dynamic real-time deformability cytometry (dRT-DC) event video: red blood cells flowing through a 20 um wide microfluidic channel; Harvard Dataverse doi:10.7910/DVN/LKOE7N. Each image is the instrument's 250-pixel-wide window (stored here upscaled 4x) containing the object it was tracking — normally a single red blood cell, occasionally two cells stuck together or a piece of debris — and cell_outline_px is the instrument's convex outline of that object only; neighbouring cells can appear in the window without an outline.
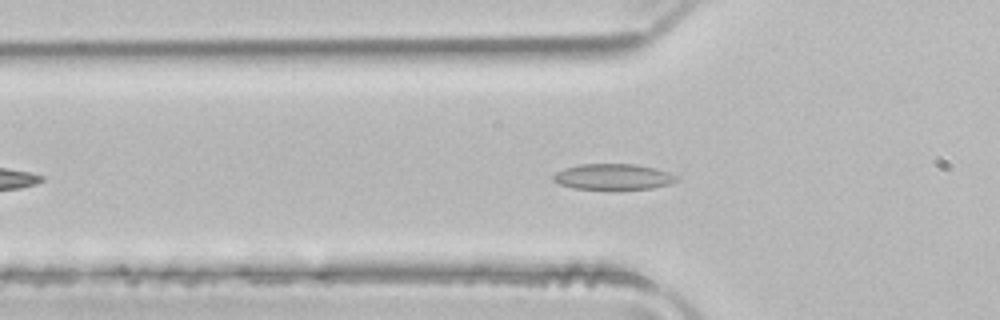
{"species": "common noctule bat (a hibernating species)", "species_latin": "Nyctalus noctula", "temperature_condition": "room temperature", "stored_images_in_passage": 44, "camera_frame_rate_fps": 3000, "um_per_image_px": 0.085, "animal": {"sex": "male", "body_mass_g": 21.5, "forearm_length_mm": 52.0}, "frame": {"image": 1, "passage_image": 9, "time_ms": 2.667, "image_size_px": [1000, 320], "cell_outline_px": [[680, 180], [668, 184], [652, 188], [572, 188], [560, 184], [552, 180], [552, 176], [556, 172], [564, 168], [580, 164], [636, 164], [656, 168], [668, 172], [676, 176]], "centroid_in_image_um": [52.11, 15.0], "position_along_channel_um": 73.7, "area_um2": 18.26}}
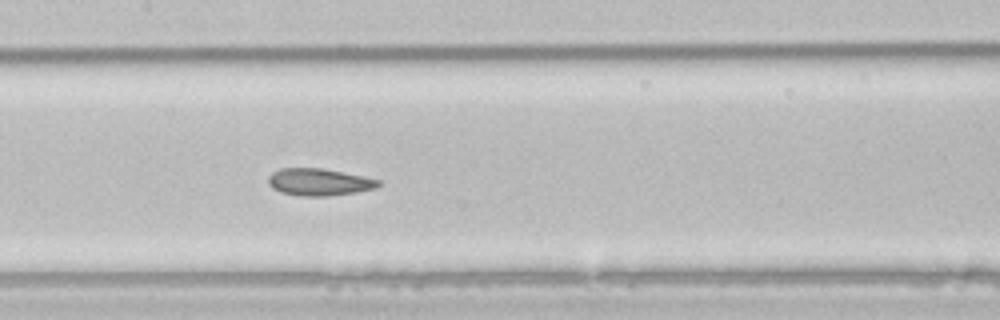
{"frame": {"image": 2, "passage_image": 17, "time_ms": 5.333, "image_size_px": [1000, 320], "cell_outline_px": [[380, 184], [376, 188], [356, 192], [328, 196], [300, 196], [280, 192], [272, 188], [268, 184], [268, 176], [272, 172], [280, 168], [320, 168], [380, 180]], "centroid_in_image_um": [27.06, 15.48], "position_along_channel_um": 180.3, "area_um2": 17.28}}
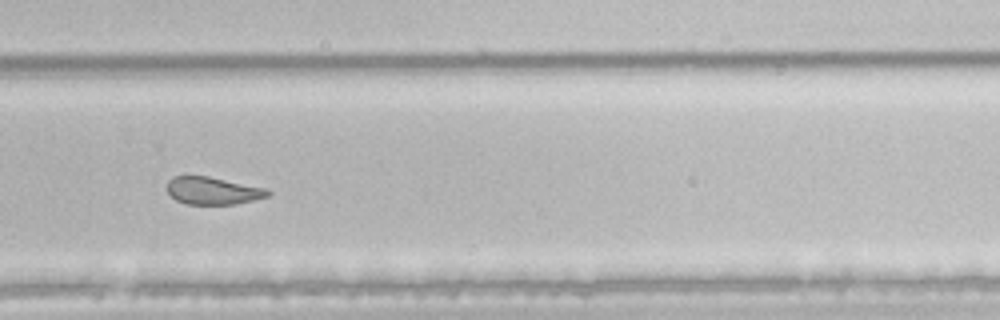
{"frame": {"image": 3, "passage_image": 27, "time_ms": 8.667, "image_size_px": [1000, 320], "cell_outline_px": [[272, 192], [268, 196], [252, 200], [232, 204], [188, 204], [176, 200], [168, 192], [168, 180], [172, 176], [208, 176], [268, 188]], "centroid_in_image_um": [18.11, 16.2], "position_along_channel_um": 311.7, "area_um2": 16.07}, "authors_computed_cell_mechanics": {"area_um2": 18.6983, "velocity_mm_per_s": 3.9741, "shape_relaxation_time_tau1_ms": null, "shape_relaxation_time_tau2_ms": 2.5733, "deformation_change_tau1": null, "deformation_change_tau2": 0.0902}}